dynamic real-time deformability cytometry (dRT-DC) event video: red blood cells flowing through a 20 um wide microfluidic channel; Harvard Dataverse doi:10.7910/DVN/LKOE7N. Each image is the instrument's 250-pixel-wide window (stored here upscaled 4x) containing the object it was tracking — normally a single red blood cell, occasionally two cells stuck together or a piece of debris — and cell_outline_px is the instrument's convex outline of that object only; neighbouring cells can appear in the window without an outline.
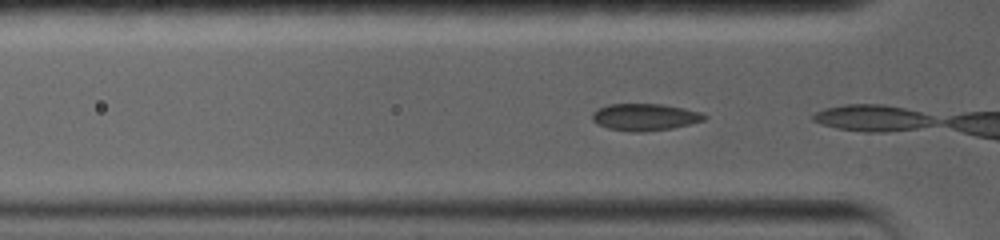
{"species": "common noctule bat (a hibernating species)", "species_latin": "Nyctalus noctula", "temperature_condition": "warm", "stored_images_in_passage": 14, "camera_frame_rate_fps": 5000, "um_per_image_px": 0.085, "animal": {"sex": "female", "body_mass_g": 19.0, "forearm_length_mm": 56.7}, "frame": {"image": 1, "passage_image": 3, "time_ms": 0.6, "image_size_px": [1000, 240], "cell_outline_px": [[708, 116], [704, 120], [672, 128], [644, 132], [632, 132], [608, 128], [596, 124], [592, 120], [592, 112], [596, 108], [608, 104], [664, 104], [684, 108], [700, 112]], "centroid_in_image_um": [54.77, 9.94], "position_along_channel_um": 71.0, "area_um2": 17.74}}